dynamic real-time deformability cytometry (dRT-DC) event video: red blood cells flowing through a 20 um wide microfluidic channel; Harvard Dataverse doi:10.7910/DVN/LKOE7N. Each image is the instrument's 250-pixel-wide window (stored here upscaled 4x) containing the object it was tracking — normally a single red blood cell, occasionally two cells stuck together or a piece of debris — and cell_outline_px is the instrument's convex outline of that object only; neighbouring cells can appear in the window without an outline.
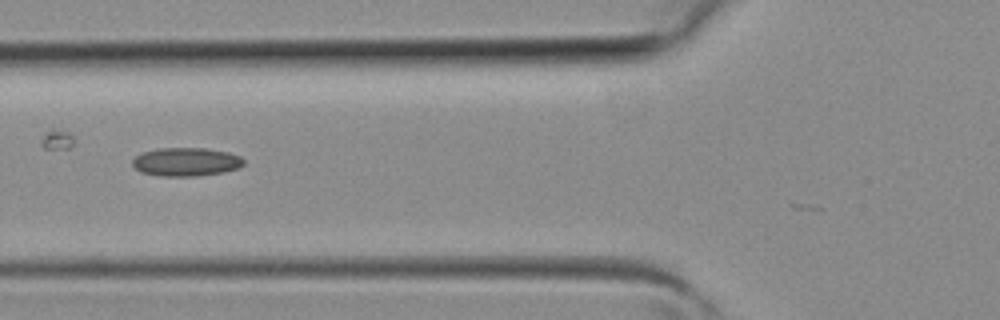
{"species": "common noctule bat (a hibernating species)", "species_latin": "Nyctalus noctula", "temperature_condition": "room temperature", "stored_images_in_passage": 23, "camera_frame_rate_fps": 3000, "um_per_image_px": 0.085, "animal": {"sex": "female", "body_mass_g": 19.3, "forearm_length_mm": 54.1}, "frame": {"image": 1, "passage_image": 4, "time_ms": 1.0, "image_size_px": [1000, 320], "cell_outline_px": [[244, 164], [236, 168], [224, 172], [200, 176], [160, 176], [140, 172], [132, 164], [132, 160], [136, 156], [144, 152], [160, 148], [204, 148], [228, 152], [240, 156], [244, 160]], "centroid_in_image_um": [15.82, 13.76], "position_along_channel_um": 110.0, "area_um2": 18.44}}
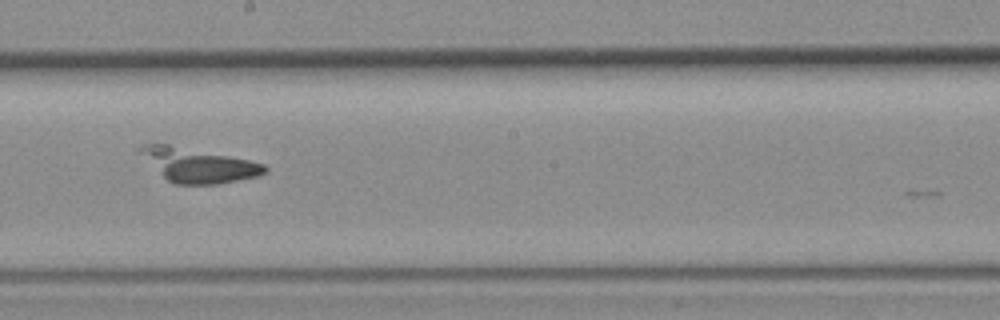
{"frame": {"image": 2, "passage_image": 11, "time_ms": 3.333, "image_size_px": [1000, 320], "cell_outline_px": [[268, 172], [256, 176], [220, 184], [176, 184], [168, 180], [164, 176], [140, 148], [144, 144], [168, 144], [248, 160], [264, 164], [268, 168]], "centroid_in_image_um": [16.99, 14.06], "position_along_channel_um": 231.2, "area_um2": 23.58}}
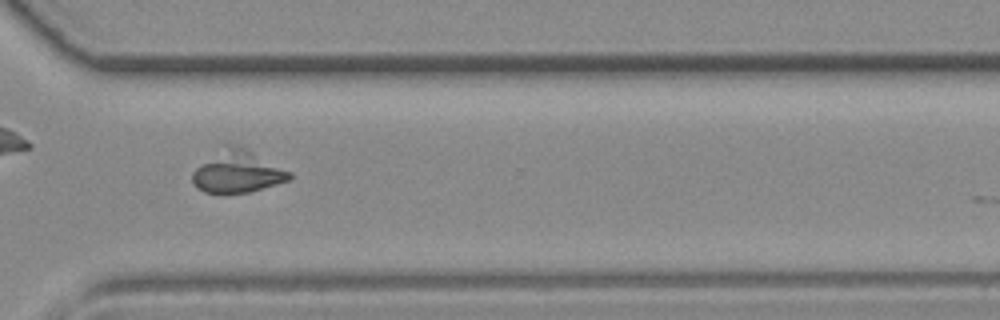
{"frame": {"image": 3, "passage_image": 18, "time_ms": 5.667, "image_size_px": [1000, 320], "cell_outline_px": [[292, 180], [248, 192], [224, 196], [204, 192], [196, 188], [192, 184], [192, 172], [200, 164], [228, 140], [292, 172]], "centroid_in_image_um": [20.15, 14.61], "position_along_channel_um": 350.5, "area_um2": 24.57}}